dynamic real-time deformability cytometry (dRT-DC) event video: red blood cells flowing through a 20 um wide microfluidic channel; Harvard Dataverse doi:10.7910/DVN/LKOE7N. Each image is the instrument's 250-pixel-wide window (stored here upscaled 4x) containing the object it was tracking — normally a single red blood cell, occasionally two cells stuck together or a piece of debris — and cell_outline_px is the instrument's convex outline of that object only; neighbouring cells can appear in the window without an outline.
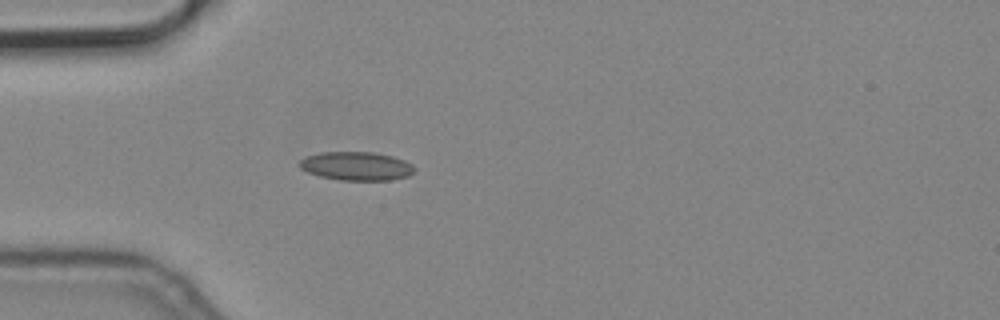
{"species": "common noctule bat (a hibernating species)", "species_latin": "Nyctalus noctula", "temperature_condition": "cold", "stored_images_in_passage": 1, "camera_frame_rate_fps": 3000, "um_per_image_px": 0.085, "animal": {"sex": "male", "body_mass_g": 19.2, "forearm_length_mm": 51.8}, "frame": {"image": 1, "passage_image": 1, "time_ms": 0.0, "image_size_px": [1000, 320], "cell_outline_px": [[416, 168], [408, 176], [392, 180], [340, 180], [320, 176], [308, 172], [300, 168], [296, 164], [300, 160], [308, 156], [320, 152], [372, 152], [392, 156], [404, 160], [412, 164]], "centroid_in_image_um": [30.28, 14.12], "position_along_channel_um": 54.7, "area_um2": 19.19}}